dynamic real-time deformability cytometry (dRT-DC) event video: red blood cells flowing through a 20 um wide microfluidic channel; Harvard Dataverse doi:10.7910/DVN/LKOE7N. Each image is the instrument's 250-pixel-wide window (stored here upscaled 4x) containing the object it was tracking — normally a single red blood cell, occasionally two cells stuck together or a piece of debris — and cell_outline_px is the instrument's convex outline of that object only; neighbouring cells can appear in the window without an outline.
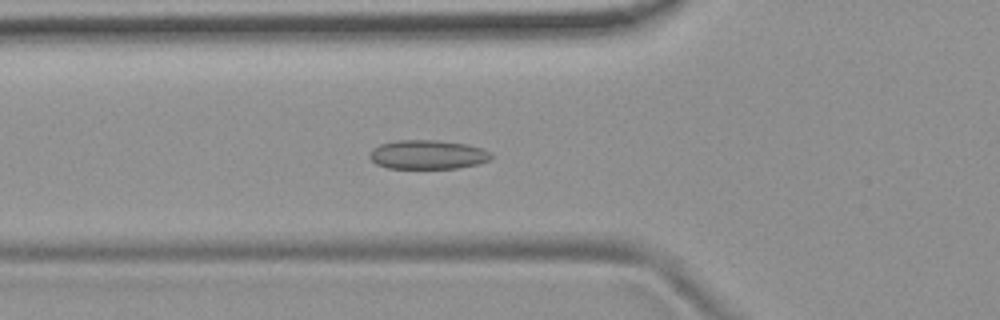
{"species": "common noctule bat (a hibernating species)", "species_latin": "Nyctalus noctula", "temperature_condition": "room temperature", "stored_images_in_passage": 53, "camera_frame_rate_fps": 3000, "um_per_image_px": 0.085, "animal": {"sex": "female", "body_mass_g": 19.9}, "frame": {"image": 1, "passage_image": 18, "time_ms": 5.667, "image_size_px": [1000, 320], "cell_outline_px": [[492, 156], [488, 160], [476, 164], [456, 168], [388, 168], [376, 164], [368, 156], [368, 152], [372, 148], [380, 144], [396, 140], [436, 140], [464, 144], [484, 148], [492, 152]], "centroid_in_image_um": [36.32, 13.13], "position_along_channel_um": 89.5, "area_um2": 20.63}}
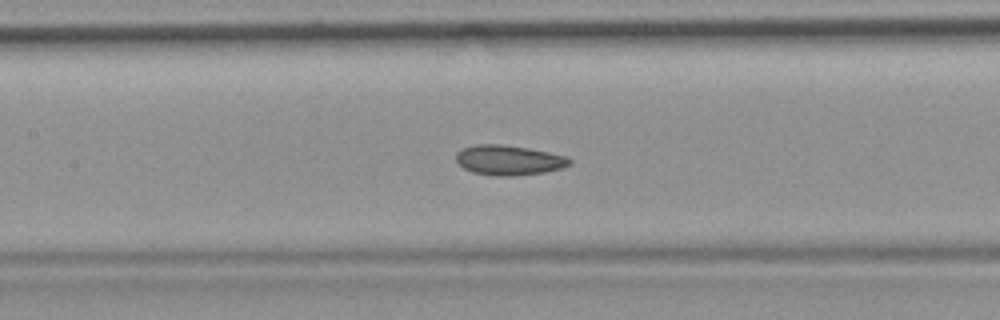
{"frame": {"image": 2, "passage_image": 24, "time_ms": 7.667, "image_size_px": [1000, 320], "cell_outline_px": [[572, 164], [564, 168], [544, 172], [512, 176], [496, 176], [472, 172], [464, 168], [456, 160], [456, 152], [464, 148], [476, 144], [500, 144], [528, 148], [568, 156], [572, 160]], "centroid_in_image_um": [43.29, 13.61], "position_along_channel_um": 164.1, "area_um2": 19.88}}
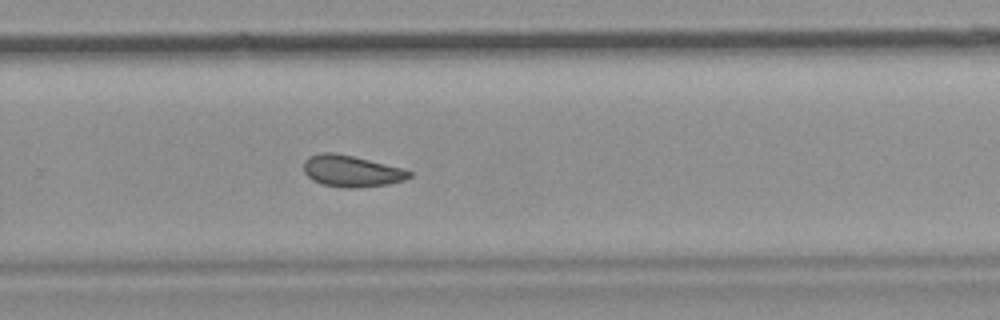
{"frame": {"image": 3, "passage_image": 35, "time_ms": 11.333, "image_size_px": [1000, 320], "cell_outline_px": [[412, 176], [404, 180], [388, 184], [356, 188], [344, 188], [324, 184], [312, 180], [304, 172], [304, 160], [308, 156], [320, 152], [336, 152], [404, 168], [412, 172]], "centroid_in_image_um": [29.87, 14.53], "position_along_channel_um": 299.9, "area_um2": 19.54}, "authors_computed_cell_mechanics": {"area_um2": 19.9988, "velocity_mm_per_s": 3.7242, "shape_relaxation_time_tau1_ms": null, "shape_relaxation_time_tau2_ms": 3.2255, "deformation_change_tau1": null, "deformation_change_tau2": 0.0841}}